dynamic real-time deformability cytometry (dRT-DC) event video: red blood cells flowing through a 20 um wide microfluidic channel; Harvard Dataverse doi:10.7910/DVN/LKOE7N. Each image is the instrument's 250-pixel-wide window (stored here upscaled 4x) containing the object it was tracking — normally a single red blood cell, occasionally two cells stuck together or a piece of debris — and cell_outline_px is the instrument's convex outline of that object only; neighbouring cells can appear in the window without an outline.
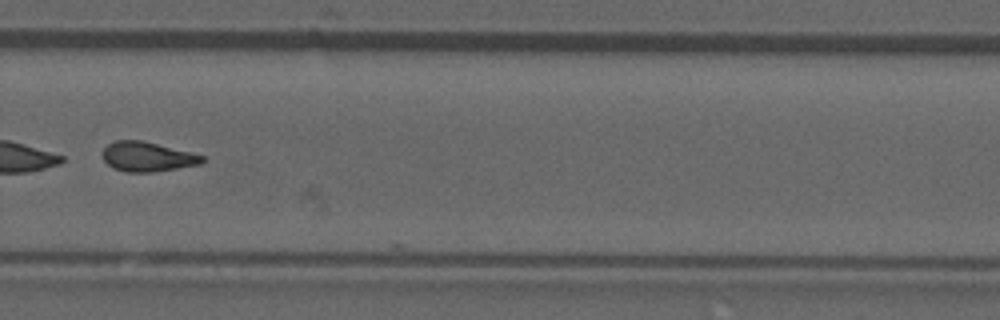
{"species": "common noctule bat (a hibernating species)", "species_latin": "Nyctalus noctula", "temperature_condition": "room temperature", "stored_images_in_passage": 33, "camera_frame_rate_fps": 3000, "um_per_image_px": 0.085, "animal": {"sex": "male", "forearm_length_mm": 52.5}, "frame": {"image": 1, "passage_image": 32, "time_ms": 10.333, "image_size_px": [1000, 320], "cell_outline_px": [[204, 160], [200, 164], [152, 172], [124, 172], [112, 168], [104, 160], [100, 152], [108, 144], [116, 140], [140, 140], [204, 156]], "centroid_in_image_um": [12.45, 13.33], "position_along_channel_um": 317.4, "area_um2": 16.99}}